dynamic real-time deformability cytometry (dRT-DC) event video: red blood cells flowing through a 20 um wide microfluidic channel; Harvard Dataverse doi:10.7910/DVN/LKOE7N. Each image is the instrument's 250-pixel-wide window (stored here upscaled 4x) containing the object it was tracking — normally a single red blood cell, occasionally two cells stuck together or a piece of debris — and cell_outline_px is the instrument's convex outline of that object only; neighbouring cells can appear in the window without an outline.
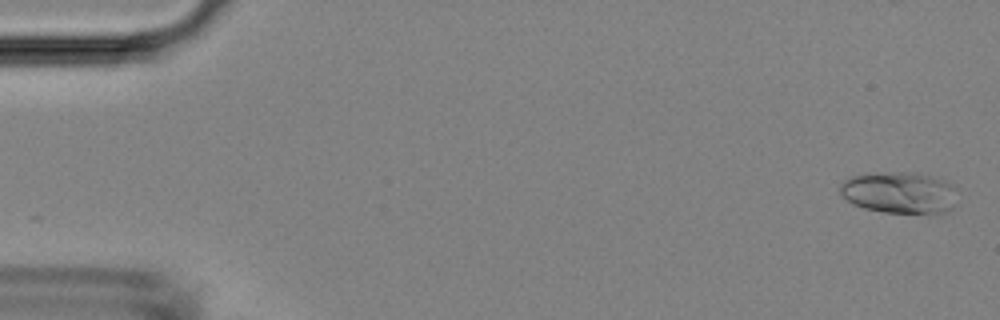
{"species": "Egyptian fruit bat (a non-hibernating species)", "species_latin": "Rousettus aegyptiacus", "temperature_condition": "room temperature", "stored_images_in_passage": 4, "camera_frame_rate_fps": 3000, "um_per_image_px": 0.085, "animal": {"sex": "female"}, "frame": {"image": 1, "passage_image": 1, "time_ms": 0.0, "image_size_px": [1000, 320], "cell_outline_px": [[960, 188], [956, 204], [948, 212], [932, 216], [884, 212], [864, 208], [852, 204], [840, 196], [840, 184], [844, 180], [852, 176], [888, 172], [912, 172], [944, 180]], "centroid_in_image_um": [76.55, 16.43], "position_along_channel_um": 8.4, "area_um2": 29.59}}